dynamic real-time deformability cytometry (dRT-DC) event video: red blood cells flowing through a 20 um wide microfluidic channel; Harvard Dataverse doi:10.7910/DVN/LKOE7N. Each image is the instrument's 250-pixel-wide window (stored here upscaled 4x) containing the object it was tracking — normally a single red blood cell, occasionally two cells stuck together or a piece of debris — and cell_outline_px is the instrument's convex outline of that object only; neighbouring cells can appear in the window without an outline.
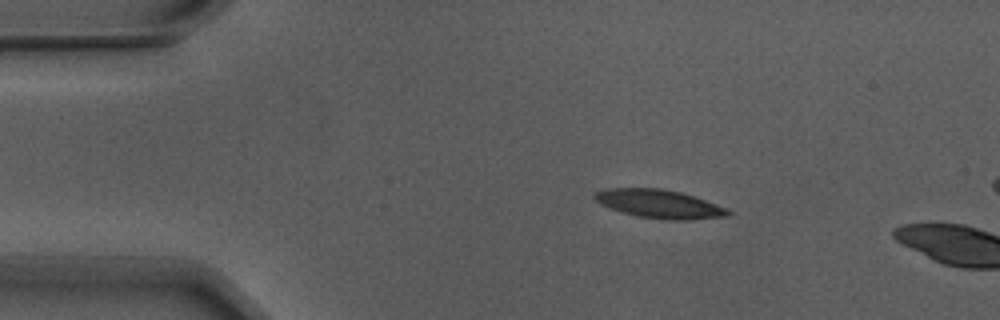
{"species": "Egyptian fruit bat (a non-hibernating species)", "species_latin": "Rousettus aegyptiacus", "temperature_condition": "warm", "stored_images_in_passage": 4, "camera_frame_rate_fps": 3000, "um_per_image_px": 0.085, "animal": {"sex": "male"}, "frame": {"image": 1, "passage_image": 2, "time_ms": 0.333, "image_size_px": [1000, 320], "cell_outline_px": [[732, 212], [728, 216], [684, 220], [664, 220], [640, 216], [624, 212], [600, 204], [592, 196], [596, 192], [604, 188], [660, 188], [680, 192], [728, 208]], "centroid_in_image_um": [56.04, 17.33], "position_along_channel_um": 29.0, "area_um2": 21.91}}